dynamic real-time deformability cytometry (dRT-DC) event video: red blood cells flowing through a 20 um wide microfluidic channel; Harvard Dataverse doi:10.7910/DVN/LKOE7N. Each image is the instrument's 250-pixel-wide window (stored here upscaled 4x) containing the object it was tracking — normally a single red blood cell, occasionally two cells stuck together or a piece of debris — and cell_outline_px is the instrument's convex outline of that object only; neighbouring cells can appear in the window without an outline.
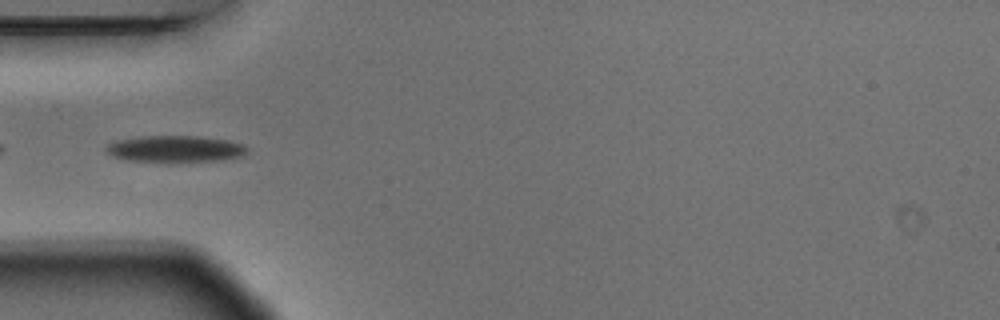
{"species": "Egyptian fruit bat (a non-hibernating species)", "species_latin": "Rousettus aegyptiacus", "temperature_condition": "warm", "stored_images_in_passage": 4, "camera_frame_rate_fps": 3000, "um_per_image_px": 0.085, "animal": {"sex": "male"}, "frame": {"image": 1, "passage_image": 4, "time_ms": 1.0, "image_size_px": [1000, 320], "cell_outline_px": [[248, 148], [240, 156], [216, 160], [168, 164], [128, 160], [112, 156], [104, 152], [104, 148], [108, 144], [116, 140], [140, 136], [200, 136], [228, 140], [244, 144]], "centroid_in_image_um": [14.81, 12.68], "position_along_channel_um": 70.2, "area_um2": 22.48}}